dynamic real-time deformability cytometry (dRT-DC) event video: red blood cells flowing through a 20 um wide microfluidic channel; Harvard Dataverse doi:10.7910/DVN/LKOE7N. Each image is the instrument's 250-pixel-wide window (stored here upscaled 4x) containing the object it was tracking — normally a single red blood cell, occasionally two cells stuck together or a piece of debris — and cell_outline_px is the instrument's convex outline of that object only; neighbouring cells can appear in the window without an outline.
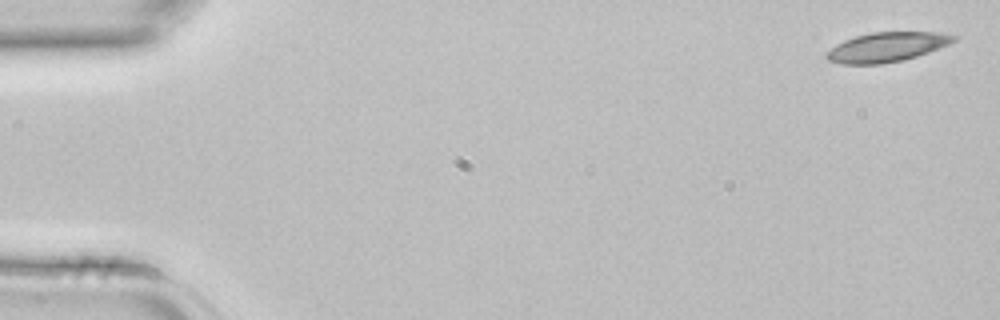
{"species": "common noctule bat (a hibernating species)", "species_latin": "Nyctalus noctula", "temperature_condition": "room temperature", "stored_images_in_passage": 4, "camera_frame_rate_fps": 3000, "um_per_image_px": 0.085, "animal": {"sex": "female", "body_mass_g": 22.7, "forearm_length_mm": 54.2}, "frame": {"image": 1, "passage_image": 1, "time_ms": 0.0, "image_size_px": [1000, 320], "cell_outline_px": [[960, 36], [956, 40], [948, 44], [928, 52], [904, 60], [880, 64], [840, 64], [828, 60], [824, 56], [824, 52], [836, 44], [844, 40], [856, 36], [872, 32], [940, 32]], "centroid_in_image_um": [75.35, 4.0], "position_along_channel_um": 9.6, "area_um2": 22.02}}